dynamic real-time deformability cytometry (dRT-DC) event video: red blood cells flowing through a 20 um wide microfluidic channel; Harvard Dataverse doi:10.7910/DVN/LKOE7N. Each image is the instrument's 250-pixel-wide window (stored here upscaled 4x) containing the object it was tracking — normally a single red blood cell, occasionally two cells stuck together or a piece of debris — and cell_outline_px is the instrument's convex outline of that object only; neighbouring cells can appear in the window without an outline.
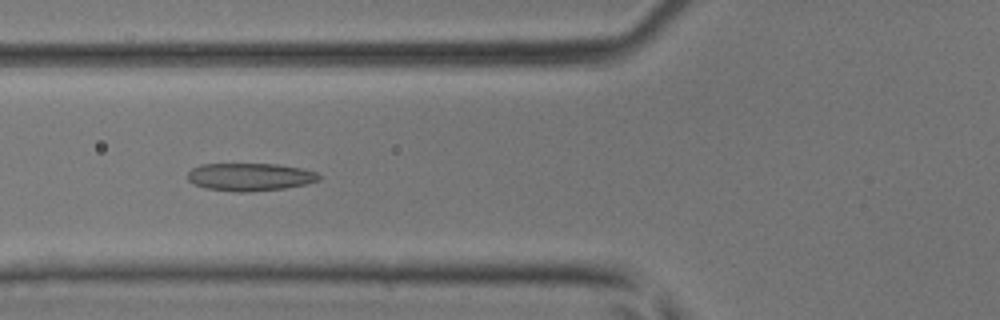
{"species": "common noctule bat (a hibernating species)", "species_latin": "Nyctalus noctula", "temperature_condition": "room temperature", "stored_images_in_passage": 29, "camera_frame_rate_fps": 3000, "um_per_image_px": 0.085, "animal": {"sex": "male", "body_mass_g": 17.9, "forearm_length_mm": 54.2}, "frame": {"image": 1, "passage_image": 7, "time_ms": 2.0, "image_size_px": [1000, 320], "cell_outline_px": [[320, 180], [304, 184], [284, 188], [248, 192], [236, 192], [204, 188], [192, 184], [188, 180], [188, 172], [192, 168], [200, 164], [280, 164], [300, 168], [316, 172], [320, 176]], "centroid_in_image_um": [21.21, 15.04], "position_along_channel_um": 104.6, "area_um2": 21.33}}
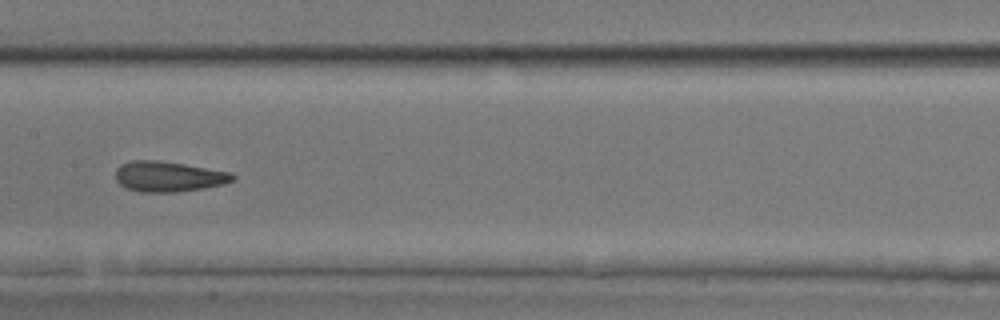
{"frame": {"image": 2, "passage_image": 13, "time_ms": 4.0, "image_size_px": [1000, 320], "cell_outline_px": [[236, 180], [224, 184], [204, 188], [176, 192], [140, 192], [128, 188], [120, 184], [116, 180], [116, 168], [120, 164], [132, 160], [156, 160], [184, 164], [228, 172], [236, 176]], "centroid_in_image_um": [14.31, 15.0], "position_along_channel_um": 193.1, "area_um2": 20.69}}
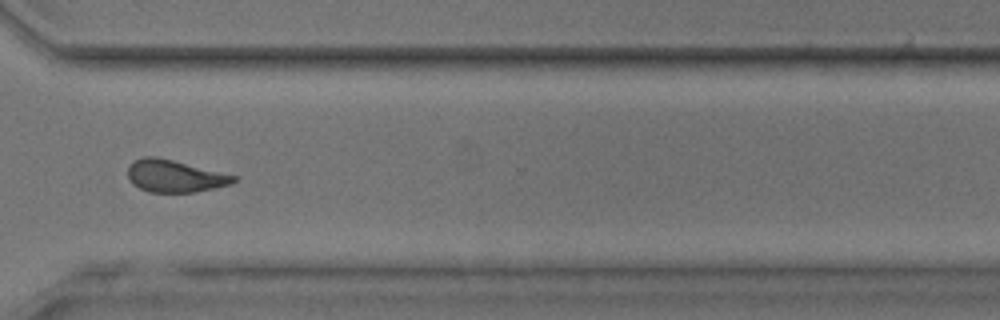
{"frame": {"image": 3, "passage_image": 24, "time_ms": 7.667, "image_size_px": [1000, 320], "cell_outline_px": [[236, 180], [232, 184], [192, 192], [148, 192], [132, 184], [128, 180], [128, 168], [136, 160], [144, 156], [156, 156], [236, 176]], "centroid_in_image_um": [14.81, 14.97], "position_along_channel_um": 355.8, "area_um2": 19.54}}